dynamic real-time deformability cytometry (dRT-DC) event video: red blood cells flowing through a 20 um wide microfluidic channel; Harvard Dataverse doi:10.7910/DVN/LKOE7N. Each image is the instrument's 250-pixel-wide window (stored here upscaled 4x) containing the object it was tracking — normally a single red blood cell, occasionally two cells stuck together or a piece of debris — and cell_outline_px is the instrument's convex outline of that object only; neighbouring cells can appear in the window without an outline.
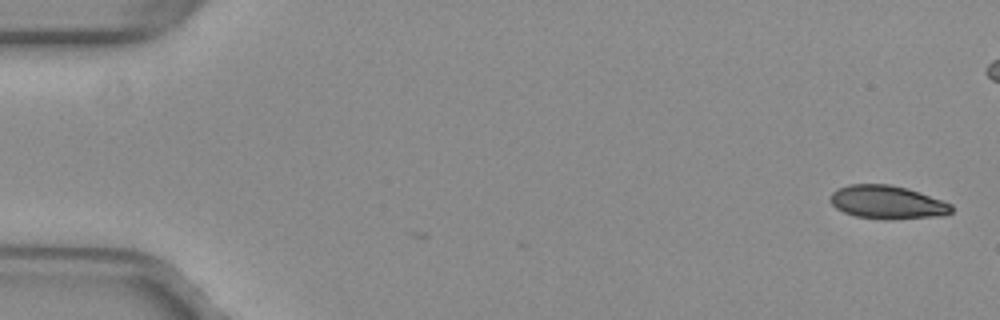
{"species": "common noctule bat (a hibernating species)", "species_latin": "Nyctalus noctula", "temperature_condition": "warm", "stored_images_in_passage": 2, "camera_frame_rate_fps": 3000, "um_per_image_px": 0.085, "animal": {"sex": "female", "body_mass_g": 29.2, "forearm_length_mm": 56.3}, "frame": {"image": 1, "passage_image": 2, "time_ms": 0.333, "image_size_px": [1000, 320], "cell_outline_px": [[952, 212], [944, 216], [892, 220], [888, 220], [856, 216], [844, 212], [836, 208], [828, 200], [832, 192], [836, 188], [848, 184], [892, 184], [908, 188], [920, 192], [952, 204]], "centroid_in_image_um": [75.42, 17.19], "position_along_channel_um": 9.6, "area_um2": 23.99}}